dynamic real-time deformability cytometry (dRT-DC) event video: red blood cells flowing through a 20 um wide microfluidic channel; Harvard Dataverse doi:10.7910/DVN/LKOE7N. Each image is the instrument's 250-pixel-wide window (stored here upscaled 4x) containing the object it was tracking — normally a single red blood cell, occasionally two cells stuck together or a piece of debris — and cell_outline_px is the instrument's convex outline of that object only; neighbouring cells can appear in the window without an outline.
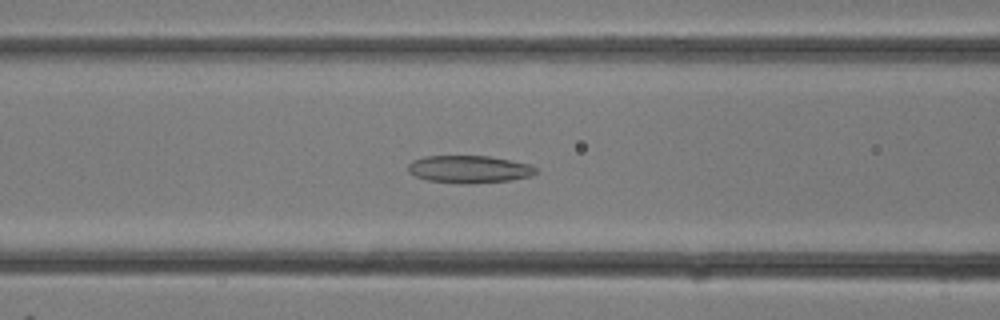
{"species": "common noctule bat (a hibernating species)", "species_latin": "Nyctalus noctula", "temperature_condition": "room temperature", "stored_images_in_passage": 16, "camera_frame_rate_fps": 3000, "um_per_image_px": 0.085, "animal": {"sex": "female"}, "frame": {"image": 1, "passage_image": 12, "time_ms": 3.667, "image_size_px": [1000, 320], "cell_outline_px": [[540, 172], [532, 176], [512, 180], [468, 184], [460, 184], [428, 180], [416, 176], [408, 172], [408, 164], [412, 160], [424, 156], [488, 156], [532, 164]], "centroid_in_image_um": [39.92, 14.39], "position_along_channel_um": 126.7, "area_um2": 20.75}}
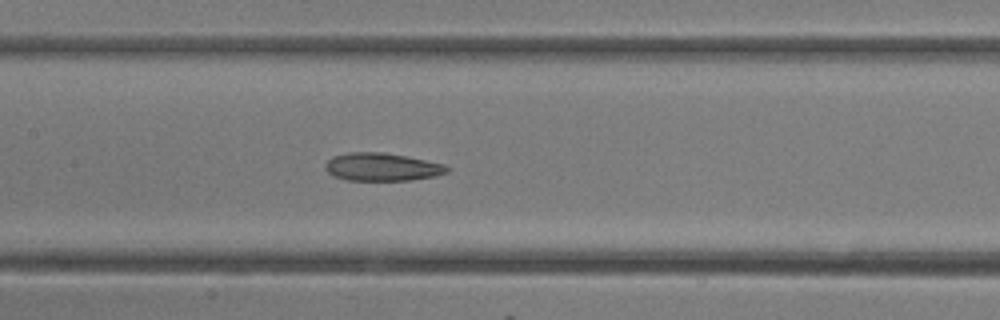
{"frame": {"image": 2, "passage_image": 14, "time_ms": 4.333, "image_size_px": [1000, 320], "cell_outline_px": [[448, 172], [436, 176], [412, 180], [344, 180], [332, 176], [324, 168], [324, 164], [332, 156], [348, 152], [384, 152], [444, 164], [448, 168]], "centroid_in_image_um": [32.41, 14.19], "position_along_channel_um": 175.0, "area_um2": 19.88}}
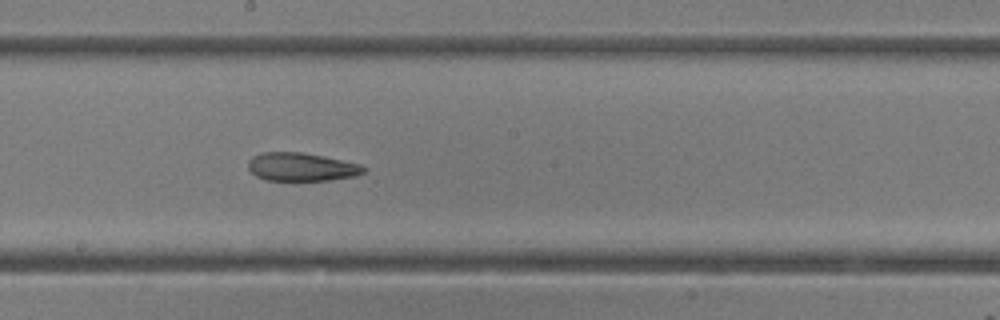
{"frame": {"image": 3, "passage_image": 16, "time_ms": 5.0, "image_size_px": [1000, 320], "cell_outline_px": [[368, 168], [364, 172], [352, 176], [328, 180], [264, 180], [256, 176], [248, 168], [248, 160], [252, 156], [260, 152], [304, 152], [324, 156], [360, 164]], "centroid_in_image_um": [25.59, 14.17], "position_along_channel_um": 222.6, "area_um2": 19.07}}